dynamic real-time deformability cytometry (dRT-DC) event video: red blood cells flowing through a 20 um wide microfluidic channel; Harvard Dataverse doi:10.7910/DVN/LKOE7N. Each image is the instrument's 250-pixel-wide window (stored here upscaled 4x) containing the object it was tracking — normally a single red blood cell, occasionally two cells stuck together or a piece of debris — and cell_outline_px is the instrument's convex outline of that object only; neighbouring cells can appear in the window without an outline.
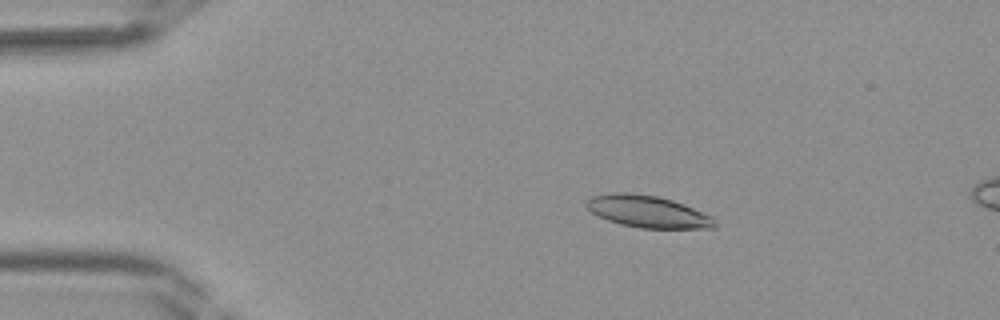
{"species": "Egyptian fruit bat (a non-hibernating species)", "species_latin": "Rousettus aegyptiacus", "temperature_condition": "room temperature", "stored_images_in_passage": 14, "camera_frame_rate_fps": 3000, "um_per_image_px": 0.085, "frame": {"image": 1, "passage_image": 8, "time_ms": 2.333, "image_size_px": [1000, 320], "cell_outline_px": [[716, 228], [640, 228], [620, 224], [608, 220], [592, 212], [584, 204], [592, 196], [612, 192], [624, 192], [660, 196], [684, 204], [712, 216], [716, 224]], "centroid_in_image_um": [55.06, 17.98], "position_along_channel_um": 29.9, "area_um2": 23.87}}